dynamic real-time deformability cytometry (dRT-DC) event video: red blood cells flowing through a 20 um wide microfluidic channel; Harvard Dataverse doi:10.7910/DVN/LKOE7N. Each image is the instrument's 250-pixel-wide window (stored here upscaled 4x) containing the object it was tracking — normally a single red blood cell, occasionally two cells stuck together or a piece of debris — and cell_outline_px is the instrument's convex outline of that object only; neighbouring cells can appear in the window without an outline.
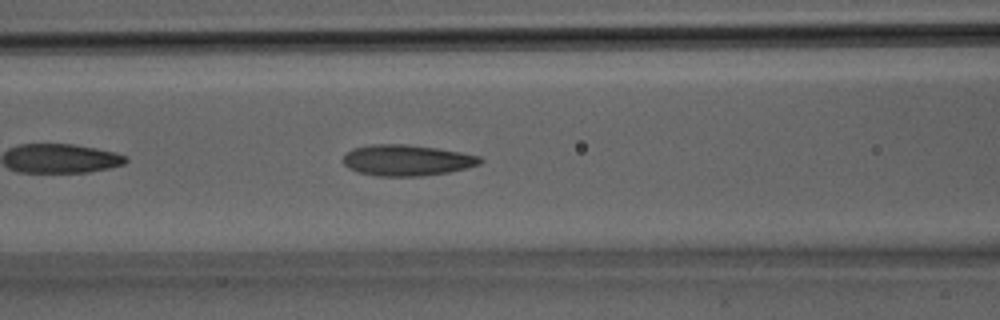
{"species": "Egyptian fruit bat (a non-hibernating species)", "species_latin": "Rousettus aegyptiacus", "temperature_condition": "room temperature", "stored_images_in_passage": 15, "camera_frame_rate_fps": 3000, "um_per_image_px": 0.085, "animal": {"sex": "male"}, "frame": {"image": 1, "passage_image": 11, "time_ms": 3.333, "image_size_px": [1000, 320], "cell_outline_px": [[484, 160], [480, 164], [468, 168], [448, 172], [420, 176], [376, 176], [356, 172], [348, 168], [344, 164], [344, 156], [352, 148], [372, 144], [408, 144], [436, 148], [460, 152], [480, 156]], "centroid_in_image_um": [34.58, 13.62], "position_along_channel_um": 132.0, "area_um2": 24.85}}
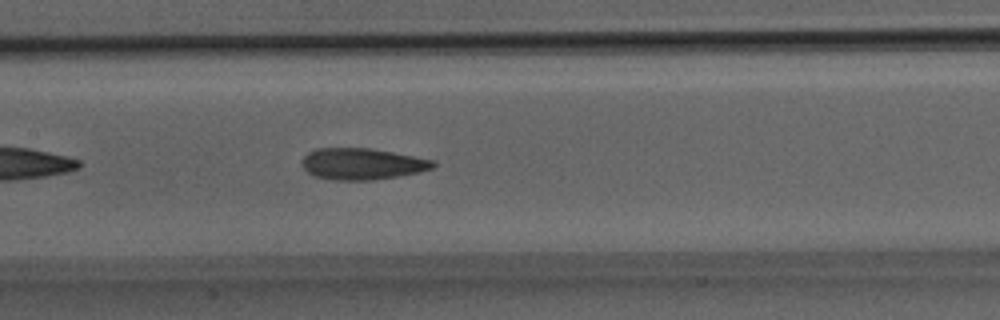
{"frame": {"image": 2, "passage_image": 13, "time_ms": 4.0, "image_size_px": [1000, 320], "cell_outline_px": [[436, 164], [432, 168], [416, 172], [376, 180], [336, 180], [312, 176], [304, 168], [300, 160], [308, 152], [316, 148], [368, 148], [392, 152], [436, 160]], "centroid_in_image_um": [30.74, 13.93], "position_along_channel_um": 176.7, "area_um2": 23.99}}